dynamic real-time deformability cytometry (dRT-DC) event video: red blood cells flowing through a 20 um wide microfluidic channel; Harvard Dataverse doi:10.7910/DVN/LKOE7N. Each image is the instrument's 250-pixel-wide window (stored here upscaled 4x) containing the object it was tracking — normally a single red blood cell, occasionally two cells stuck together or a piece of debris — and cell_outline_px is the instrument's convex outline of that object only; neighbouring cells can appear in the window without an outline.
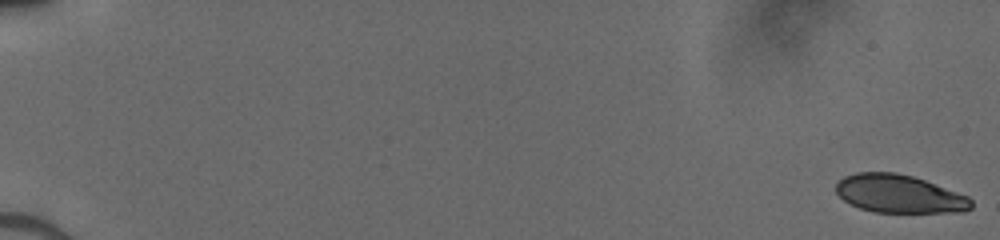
{"species": "human", "species_latin": "Homo sapiens", "temperature_condition": "cold", "stored_images_in_passage": 27, "camera_frame_rate_fps": 3000, "um_per_image_px": 0.085, "donor": {"sex": "male"}, "frame": {"image": 1, "passage_image": 1, "time_ms": 0.0, "image_size_px": [1000, 240], "cell_outline_px": [[972, 208], [964, 212], [876, 212], [860, 208], [844, 200], [836, 192], [836, 180], [844, 176], [856, 172], [896, 172], [912, 176], [924, 180], [968, 196], [972, 200]], "centroid_in_image_um": [76.42, 16.47], "position_along_channel_um": 8.6, "area_um2": 30.0}}
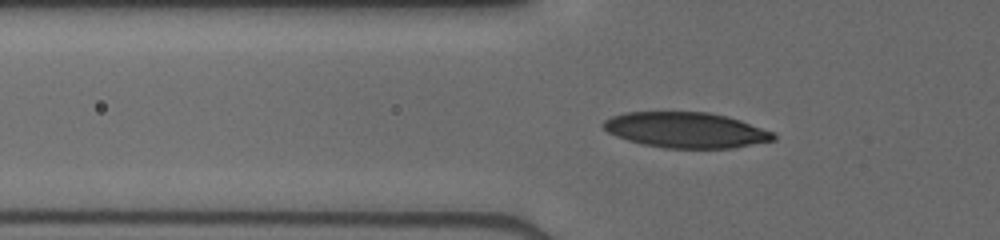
{"frame": {"image": 2, "passage_image": 20, "time_ms": 6.333, "image_size_px": [1000, 240], "cell_outline_px": [[776, 140], [732, 148], [664, 148], [644, 144], [628, 140], [616, 136], [608, 132], [600, 124], [604, 120], [612, 116], [624, 112], [708, 112], [728, 116], [740, 120], [772, 132], [776, 136]], "centroid_in_image_um": [58.29, 11.05], "position_along_channel_um": 67.5, "area_um2": 35.2}}
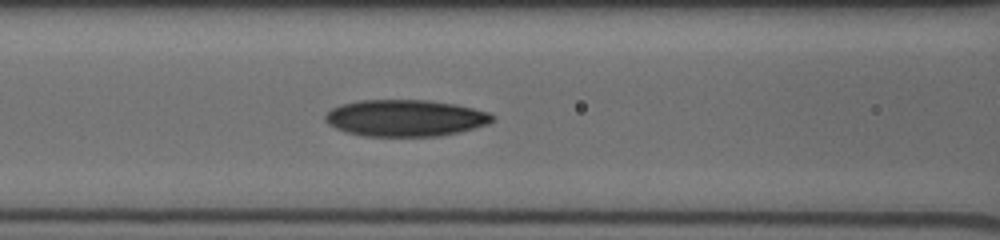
{"frame": {"image": 3, "passage_image": 25, "time_ms": 8.0, "image_size_px": [1000, 240], "cell_outline_px": [[496, 120], [488, 124], [460, 132], [440, 136], [364, 136], [344, 132], [328, 124], [324, 120], [324, 116], [332, 108], [340, 104], [360, 100], [428, 100], [456, 104], [488, 112], [496, 116]], "centroid_in_image_um": [34.46, 10.03], "position_along_channel_um": 132.1, "area_um2": 36.01}}